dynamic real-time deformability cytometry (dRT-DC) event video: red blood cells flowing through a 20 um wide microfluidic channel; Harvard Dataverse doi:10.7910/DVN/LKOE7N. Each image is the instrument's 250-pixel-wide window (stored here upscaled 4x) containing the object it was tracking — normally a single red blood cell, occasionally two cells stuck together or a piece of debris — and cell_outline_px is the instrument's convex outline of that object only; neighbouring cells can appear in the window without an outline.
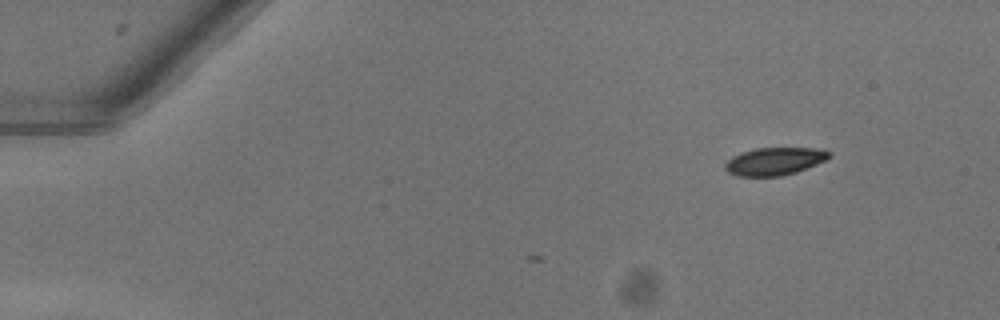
{"species": "common noctule bat (a hibernating species)", "species_latin": "Nyctalus noctula", "temperature_condition": "warm", "stored_images_in_passage": 3, "camera_frame_rate_fps": 3000, "um_per_image_px": 0.085, "animal": {"sex": "female"}, "frame": {"image": 1, "passage_image": 3, "time_ms": 0.667, "image_size_px": [1000, 320], "cell_outline_px": [[832, 156], [816, 164], [796, 172], [780, 176], [736, 176], [728, 172], [724, 168], [724, 164], [732, 156], [740, 152], [756, 148], [816, 148], [832, 152]], "centroid_in_image_um": [65.81, 13.7], "position_along_channel_um": 19.2, "area_um2": 16.82}}